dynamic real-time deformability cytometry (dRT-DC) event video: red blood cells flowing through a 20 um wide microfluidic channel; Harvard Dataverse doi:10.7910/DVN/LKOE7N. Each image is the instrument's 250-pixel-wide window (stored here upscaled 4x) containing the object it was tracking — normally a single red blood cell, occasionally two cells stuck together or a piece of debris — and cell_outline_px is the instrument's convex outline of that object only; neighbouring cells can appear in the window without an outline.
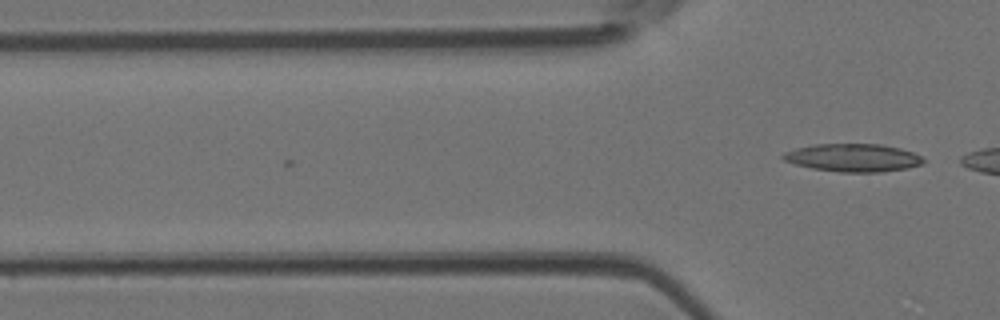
{"species": "Egyptian fruit bat (a non-hibernating species)", "species_latin": "Rousettus aegyptiacus", "temperature_condition": "room temperature", "stored_images_in_passage": 5, "camera_frame_rate_fps": 3000, "um_per_image_px": 0.085, "animal": {"sex": "female"}, "frame": {"image": 1, "passage_image": 5, "time_ms": 1.333, "image_size_px": [1000, 320], "cell_outline_px": [[928, 160], [924, 164], [908, 168], [880, 172], [840, 172], [812, 168], [796, 164], [784, 160], [780, 156], [784, 152], [796, 148], [812, 144], [880, 144], [900, 148], [924, 156]], "centroid_in_image_um": [72.57, 13.4], "position_along_channel_um": 53.2, "area_um2": 23.06}}